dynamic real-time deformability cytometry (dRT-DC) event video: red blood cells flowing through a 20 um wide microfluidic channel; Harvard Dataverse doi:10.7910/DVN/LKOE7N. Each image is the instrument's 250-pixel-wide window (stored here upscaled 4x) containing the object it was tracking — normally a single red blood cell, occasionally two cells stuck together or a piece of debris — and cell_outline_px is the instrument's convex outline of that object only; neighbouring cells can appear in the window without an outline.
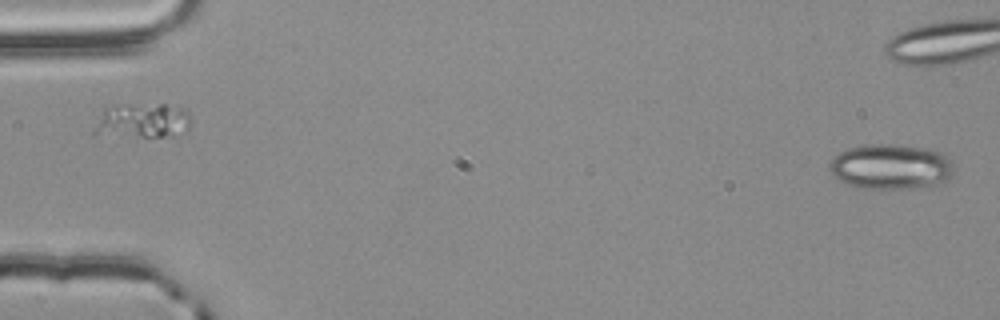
{"species": "common noctule bat (a hibernating species)", "species_latin": "Nyctalus noctula", "temperature_condition": "room temperature", "stored_images_in_passage": 2, "segment_of_instrument_passage": [2, 2], "camera_frame_rate_fps": 3000, "um_per_image_px": 0.085, "animal": {"sex": "male", "body_mass_g": 20.4}, "frame": {"image": 1, "passage_image": 2, "time_ms": 0.333, "image_size_px": [1000, 320], "cell_outline_px": [[952, 172], [944, 184], [908, 188], [864, 188], [848, 184], [840, 180], [828, 168], [832, 160], [840, 152], [848, 148], [864, 144], [896, 144], [928, 148], [940, 152], [948, 156], [952, 160]], "centroid_in_image_um": [75.76, 14.15], "position_along_channel_um": 9.2, "area_um2": 32.71}}